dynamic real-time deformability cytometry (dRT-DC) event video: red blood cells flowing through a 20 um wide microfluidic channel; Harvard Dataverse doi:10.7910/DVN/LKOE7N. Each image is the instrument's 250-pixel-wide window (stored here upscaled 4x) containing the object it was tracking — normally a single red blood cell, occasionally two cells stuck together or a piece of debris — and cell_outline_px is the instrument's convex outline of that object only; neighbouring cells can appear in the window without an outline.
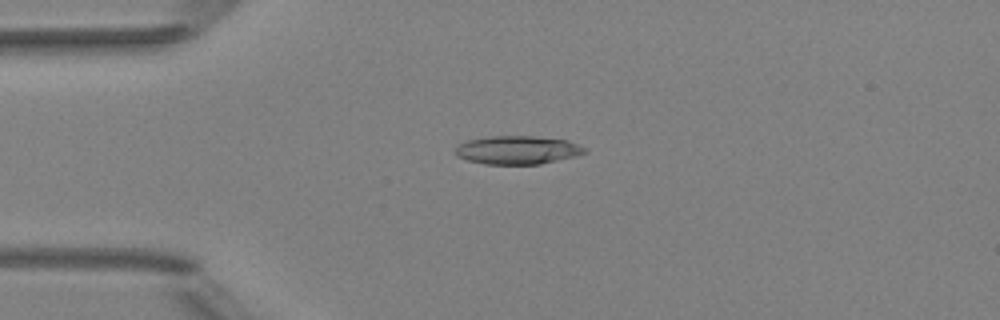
{"species": "Egyptian fruit bat (a non-hibernating species)", "species_latin": "Rousettus aegyptiacus", "temperature_condition": "room temperature", "stored_images_in_passage": 6, "camera_frame_rate_fps": 3000, "um_per_image_px": 0.085, "animal": {"sex": "female"}, "frame": {"image": 1, "passage_image": 3, "time_ms": 2.333, "image_size_px": [1000, 320], "cell_outline_px": [[588, 152], [540, 164], [484, 164], [468, 160], [456, 156], [456, 148], [460, 144], [468, 140], [488, 136], [532, 136], [564, 140], [588, 148]], "centroid_in_image_um": [43.96, 12.75], "position_along_channel_um": 41.0, "area_um2": 21.1}}
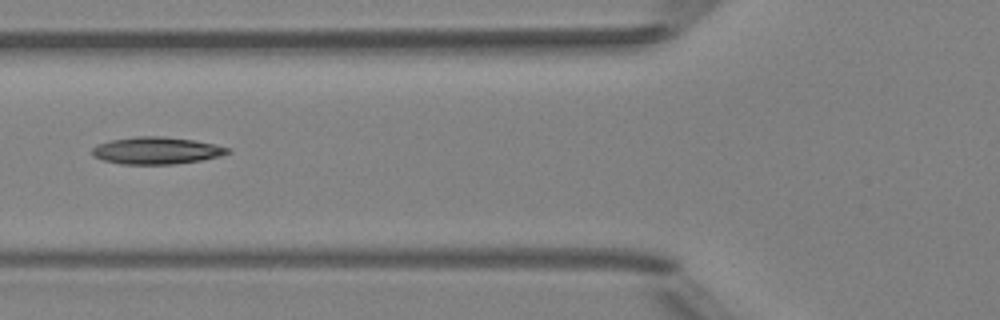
{"frame": {"image": 2, "passage_image": 5, "time_ms": 4.667, "image_size_px": [1000, 320], "cell_outline_px": [[232, 152], [220, 156], [200, 160], [172, 164], [120, 164], [104, 160], [92, 156], [92, 148], [96, 144], [112, 140], [136, 136], [164, 136], [192, 140], [212, 144], [228, 148]], "centroid_in_image_um": [13.26, 12.8], "position_along_channel_um": 112.5, "area_um2": 21.27}}
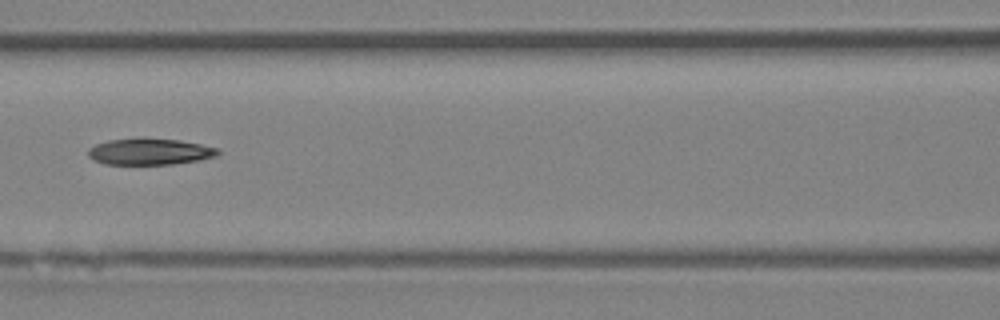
{"frame": {"image": 3, "passage_image": 6, "time_ms": 5.667, "image_size_px": [1000, 320], "cell_outline_px": [[220, 152], [216, 156], [200, 160], [172, 164], [108, 164], [92, 160], [88, 156], [88, 148], [96, 144], [108, 140], [140, 136], [144, 136], [180, 140], [200, 144], [216, 148]], "centroid_in_image_um": [12.69, 12.86], "position_along_channel_um": 153.9, "area_um2": 20.4}}